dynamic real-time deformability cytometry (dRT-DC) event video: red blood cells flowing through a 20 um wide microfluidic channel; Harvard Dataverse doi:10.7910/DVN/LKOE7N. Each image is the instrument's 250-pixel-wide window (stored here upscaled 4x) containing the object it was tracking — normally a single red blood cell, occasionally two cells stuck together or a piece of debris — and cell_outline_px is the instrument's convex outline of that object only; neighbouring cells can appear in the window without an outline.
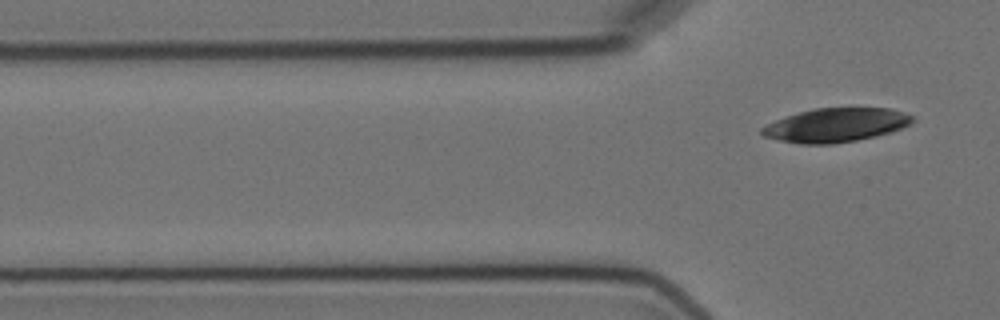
{"species": "Egyptian fruit bat (a non-hibernating species)", "species_latin": "Rousettus aegyptiacus", "temperature_condition": "cold", "stored_images_in_passage": 5, "segment_of_instrument_passage": [2, 2], "camera_frame_rate_fps": 3000, "um_per_image_px": 0.085, "animal": {"sex": "female"}, "frame": {"image": 1, "passage_image": 5, "time_ms": 4.667, "image_size_px": [1000, 320], "cell_outline_px": [[916, 120], [912, 124], [904, 128], [876, 136], [856, 140], [832, 144], [800, 144], [780, 140], [764, 136], [760, 132], [760, 128], [776, 120], [800, 112], [816, 108], [888, 108], [904, 112], [912, 116]], "centroid_in_image_um": [71.1, 10.63], "position_along_channel_um": 54.7, "area_um2": 29.65}}